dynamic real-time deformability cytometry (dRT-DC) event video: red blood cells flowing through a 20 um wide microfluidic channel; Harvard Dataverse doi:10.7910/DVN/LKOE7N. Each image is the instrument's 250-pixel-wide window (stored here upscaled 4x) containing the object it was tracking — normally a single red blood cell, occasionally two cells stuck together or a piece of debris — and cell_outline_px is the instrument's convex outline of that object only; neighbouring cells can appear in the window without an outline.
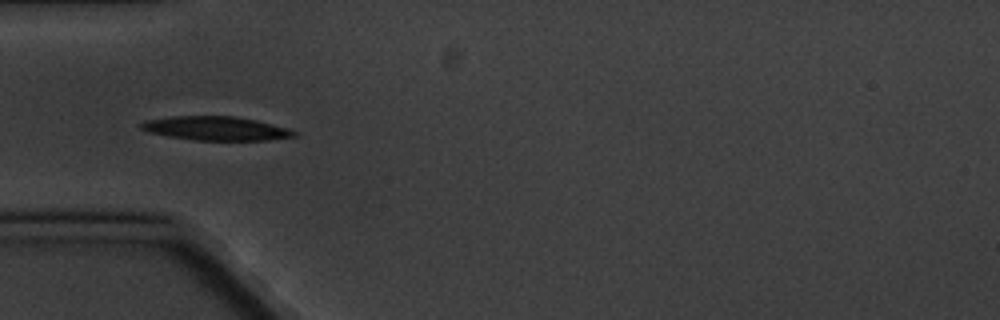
{"species": "common noctule bat (a hibernating species)", "species_latin": "Nyctalus noctula", "temperature_condition": "cold", "stored_images_in_passage": 5, "camera_frame_rate_fps": 3000, "um_per_image_px": 0.085, "animal": {"sex": "male", "body_mass_g": 20.1, "forearm_length_mm": 53.5}, "frame": {"image": 1, "passage_image": 4, "time_ms": 3.667, "image_size_px": [1000, 320], "cell_outline_px": [[296, 136], [268, 140], [192, 140], [168, 136], [148, 132], [140, 128], [136, 124], [144, 120], [172, 116], [232, 116], [256, 120], [288, 128], [296, 132]], "centroid_in_image_um": [18.28, 10.91], "position_along_channel_um": 66.7, "area_um2": 21.39}}